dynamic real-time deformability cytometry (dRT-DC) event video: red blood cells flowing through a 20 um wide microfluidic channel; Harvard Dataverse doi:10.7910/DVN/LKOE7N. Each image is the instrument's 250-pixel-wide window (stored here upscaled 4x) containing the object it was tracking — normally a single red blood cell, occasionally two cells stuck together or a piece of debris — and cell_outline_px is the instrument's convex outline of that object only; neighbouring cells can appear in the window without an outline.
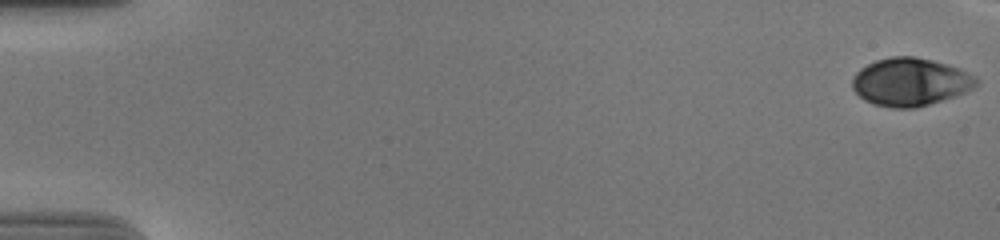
{"species": "human", "species_latin": "Homo sapiens", "temperature_condition": "cold", "stored_images_in_passage": 52, "camera_frame_rate_fps": 3000, "um_per_image_px": 0.085, "donor": {"sex": "male"}, "frame": {"image": 1, "passage_image": 1, "time_ms": 0.0, "image_size_px": [1000, 240], "cell_outline_px": [[980, 80], [972, 88], [964, 92], [916, 108], [892, 108], [876, 104], [864, 100], [852, 88], [852, 80], [856, 72], [860, 68], [876, 60], [892, 56], [916, 56], [948, 64], [968, 72], [976, 76]], "centroid_in_image_um": [77.36, 6.95], "position_along_channel_um": 7.6, "area_um2": 34.45}}
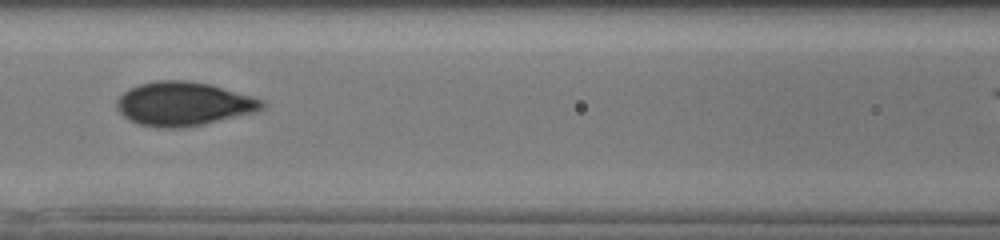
{"frame": {"image": 2, "passage_image": 27, "time_ms": 8.667, "image_size_px": [1000, 240], "cell_outline_px": [[268, 104], [264, 108], [256, 112], [204, 124], [180, 128], [156, 128], [140, 124], [128, 120], [116, 108], [116, 100], [124, 92], [140, 84], [156, 80], [184, 80], [208, 84], [252, 96], [264, 100]], "centroid_in_image_um": [15.62, 8.84], "position_along_channel_um": 151.0, "area_um2": 37.17}}
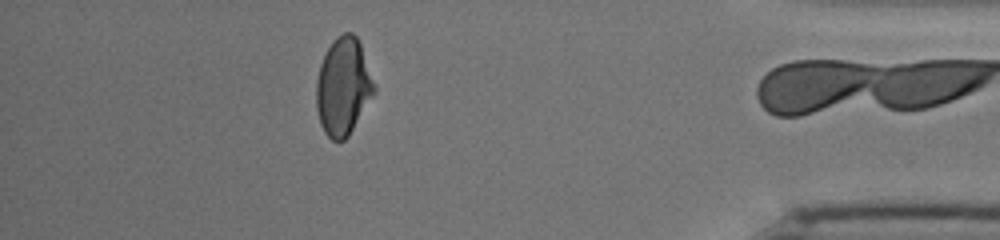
{"frame": {"image": 3, "passage_image": 51, "time_ms": 16.667, "image_size_px": [1000, 240], "cell_outline_px": [[376, 92], [348, 136], [344, 140], [332, 140], [324, 132], [320, 124], [316, 108], [316, 80], [320, 64], [332, 40], [336, 36], [344, 32], [352, 32], [356, 36], [360, 44], [376, 88]], "centroid_in_image_um": [29.16, 7.36], "position_along_channel_um": 406.0, "area_um2": 32.83}, "authors_computed_cell_mechanics": {"area_um2": 34.9979, "velocity_mm_per_s": 3.6951, "shape_relaxation_time_tau1_ms": 4.3475, "shape_relaxation_time_tau2_ms": null, "deformation_change_tau1": 0.1664, "deformation_change_tau2": null}}